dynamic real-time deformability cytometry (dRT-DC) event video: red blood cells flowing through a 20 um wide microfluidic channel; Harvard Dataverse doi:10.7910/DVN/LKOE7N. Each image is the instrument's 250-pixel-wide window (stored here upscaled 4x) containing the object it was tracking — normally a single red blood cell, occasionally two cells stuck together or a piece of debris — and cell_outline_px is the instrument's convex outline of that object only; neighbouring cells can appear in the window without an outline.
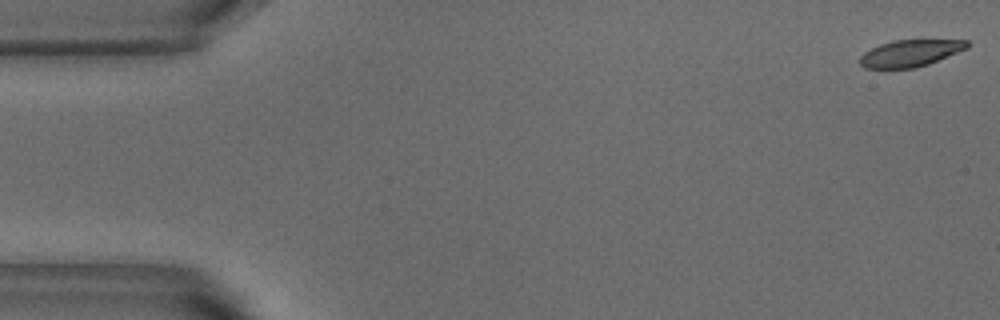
{"species": "common noctule bat (a hibernating species)", "species_latin": "Nyctalus noctula", "temperature_condition": "warm", "stored_images_in_passage": 53, "camera_frame_rate_fps": 3000, "um_per_image_px": 0.085, "animal": {"sex": "male", "body_mass_g": 18.8}, "frame": {"image": 1, "passage_image": 1, "time_ms": 0.0, "image_size_px": [1000, 320], "cell_outline_px": [[968, 48], [928, 64], [912, 68], [864, 68], [860, 64], [860, 56], [864, 52], [880, 44], [892, 40], [968, 40]], "centroid_in_image_um": [77.35, 4.52], "position_along_channel_um": 7.6, "area_um2": 16.59}}
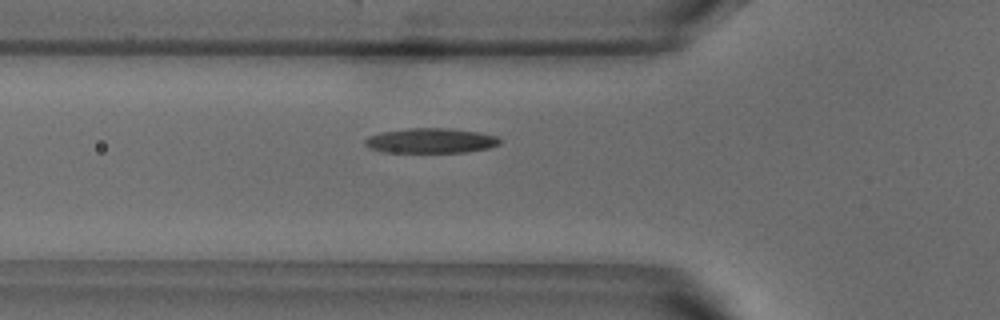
{"frame": {"image": 2, "passage_image": 18, "time_ms": 5.667, "image_size_px": [1000, 320], "cell_outline_px": [[500, 144], [488, 148], [464, 152], [384, 152], [368, 148], [364, 144], [364, 140], [368, 136], [380, 132], [408, 128], [448, 128], [476, 132], [496, 136], [500, 140]], "centroid_in_image_um": [36.55, 11.95], "position_along_channel_um": 89.2, "area_um2": 19.54}}
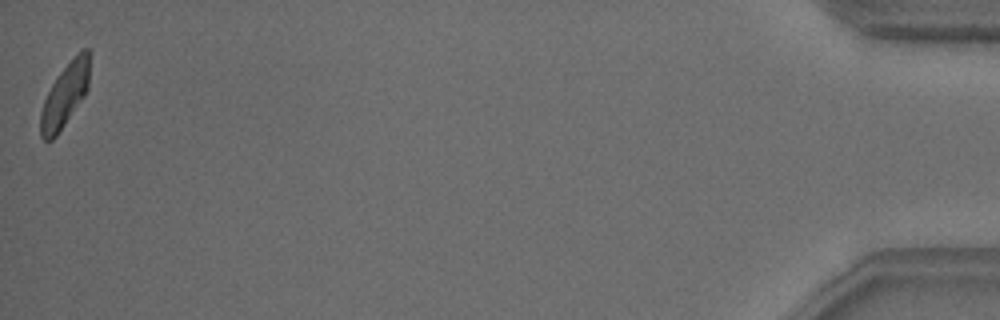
{"frame": {"image": 3, "passage_image": 53, "time_ms": 17.333, "image_size_px": [1000, 320], "cell_outline_px": [[88, 88], [84, 96], [56, 136], [52, 140], [44, 140], [40, 136], [40, 112], [44, 100], [52, 84], [60, 72], [76, 52], [84, 48], [88, 48]], "centroid_in_image_um": [5.49, 8.09], "position_along_channel_um": 429.7, "area_um2": 17.86}, "authors_computed_cell_mechanics": {"area_um2": 19.2474, "velocity_mm_per_s": 3.7613, "shape_relaxation_time_tau1_ms": 4.5181, "shape_relaxation_time_tau2_ms": 5.1892, "deformation_change_tau1": 0.1622, "deformation_change_tau2": 0.1171}}